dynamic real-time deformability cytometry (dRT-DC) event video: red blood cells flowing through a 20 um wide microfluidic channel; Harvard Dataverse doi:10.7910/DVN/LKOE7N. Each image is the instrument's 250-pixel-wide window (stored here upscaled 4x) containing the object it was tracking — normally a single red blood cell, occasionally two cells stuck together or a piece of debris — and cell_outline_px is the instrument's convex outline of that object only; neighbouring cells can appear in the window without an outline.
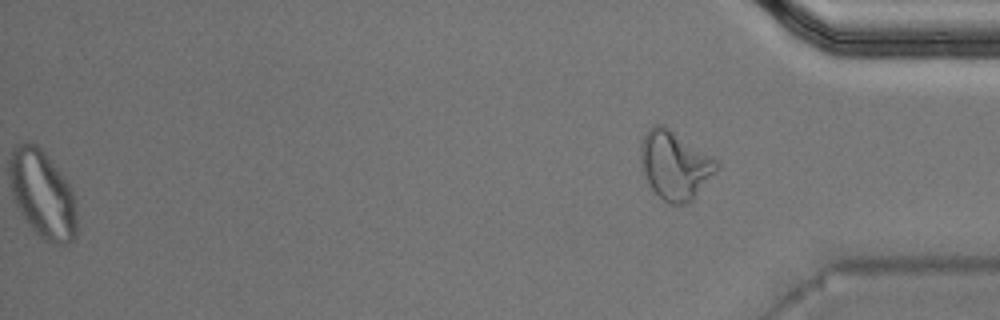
{"species": "Egyptian fruit bat (a non-hibernating species)", "species_latin": "Rousettus aegyptiacus", "temperature_condition": "warm", "stored_images_in_passage": 50, "camera_frame_rate_fps": 3000, "um_per_image_px": 0.085, "animal": {"sex": "male"}, "frame": {"image": 1, "passage_image": 50, "time_ms": 16.333, "image_size_px": [1000, 320], "cell_outline_px": [[720, 168], [696, 196], [692, 200], [684, 204], [668, 204], [648, 184], [644, 172], [640, 156], [640, 140], [648, 128], [656, 124], [664, 124], [712, 156], [720, 164]], "centroid_in_image_um": [57.37, 14.01], "position_along_channel_um": 377.8, "area_um2": 30.46}, "authors_computed_cell_mechanics": {"area_um2": 19.941, "velocity_mm_per_s": 4.0784, "shape_relaxation_time_tau1_ms": 6.3509, "shape_relaxation_time_tau2_ms": 2.6443, "deformation_change_tau1": 0.1648, "deformation_change_tau2": 0.1065}}